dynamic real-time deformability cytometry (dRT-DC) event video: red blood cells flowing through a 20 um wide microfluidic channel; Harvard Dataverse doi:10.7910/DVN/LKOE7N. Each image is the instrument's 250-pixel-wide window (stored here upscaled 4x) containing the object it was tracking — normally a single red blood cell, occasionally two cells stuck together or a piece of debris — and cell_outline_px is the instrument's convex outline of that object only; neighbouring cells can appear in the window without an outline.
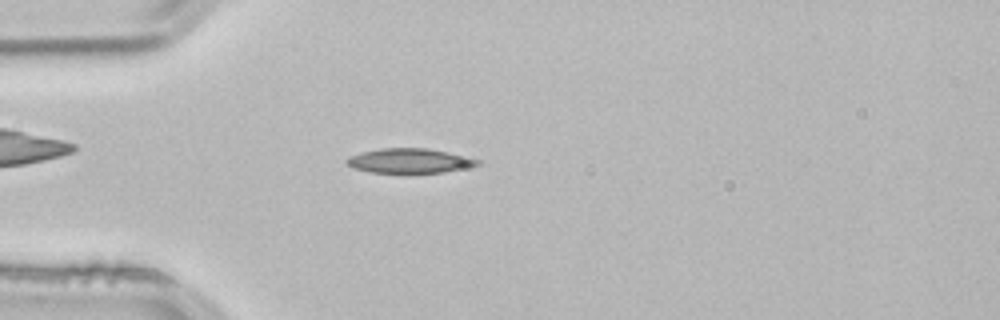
{"species": "common noctule bat (a hibernating species)", "species_latin": "Nyctalus noctula", "temperature_condition": "room temperature", "stored_images_in_passage": 51, "camera_frame_rate_fps": 3000, "um_per_image_px": 0.085, "animal": {"sex": "male", "body_mass_g": 21.5, "forearm_length_mm": 52.0}, "frame": {"image": 1, "passage_image": 13, "time_ms": 4.0, "image_size_px": [1000, 320], "cell_outline_px": [[480, 164], [444, 172], [368, 172], [352, 168], [344, 160], [348, 156], [360, 152], [380, 148], [428, 148], [468, 156], [480, 160]], "centroid_in_image_um": [34.76, 13.65], "position_along_channel_um": 50.2, "area_um2": 18.73}}
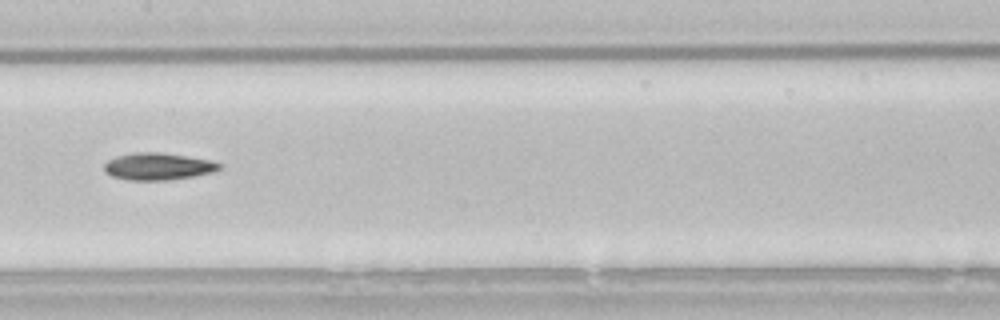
{"frame": {"image": 2, "passage_image": 25, "time_ms": 8.0, "image_size_px": [1000, 320], "cell_outline_px": [[224, 164], [220, 168], [212, 172], [196, 176], [168, 180], [128, 180], [112, 176], [104, 172], [104, 164], [108, 160], [116, 156], [132, 152], [160, 152], [208, 160]], "centroid_in_image_um": [13.4, 14.15], "position_along_channel_um": 194.0, "area_um2": 18.21}}
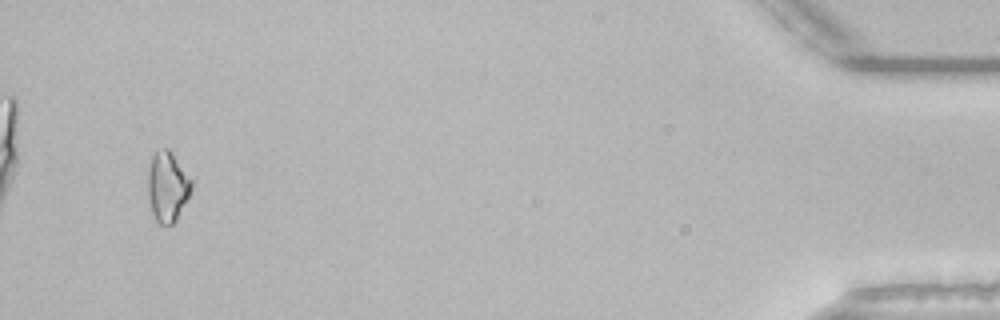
{"frame": {"image": 3, "passage_image": 49, "time_ms": 16.0, "image_size_px": [1000, 320], "cell_outline_px": [[192, 188], [176, 220], [172, 224], [160, 224], [156, 220], [152, 212], [148, 200], [148, 172], [152, 156], [156, 152], [164, 148], [168, 148], [172, 152], [192, 180]], "centroid_in_image_um": [14.22, 15.86], "position_along_channel_um": 421.0, "area_um2": 17.57}, "authors_computed_cell_mechanics": {"area_um2": 17.7446, "velocity_mm_per_s": 3.8602, "shape_relaxation_time_tau1_ms": 9.3927, "shape_relaxation_time_tau2_ms": null, "deformation_change_tau1": 0.1736, "deformation_change_tau2": null}}